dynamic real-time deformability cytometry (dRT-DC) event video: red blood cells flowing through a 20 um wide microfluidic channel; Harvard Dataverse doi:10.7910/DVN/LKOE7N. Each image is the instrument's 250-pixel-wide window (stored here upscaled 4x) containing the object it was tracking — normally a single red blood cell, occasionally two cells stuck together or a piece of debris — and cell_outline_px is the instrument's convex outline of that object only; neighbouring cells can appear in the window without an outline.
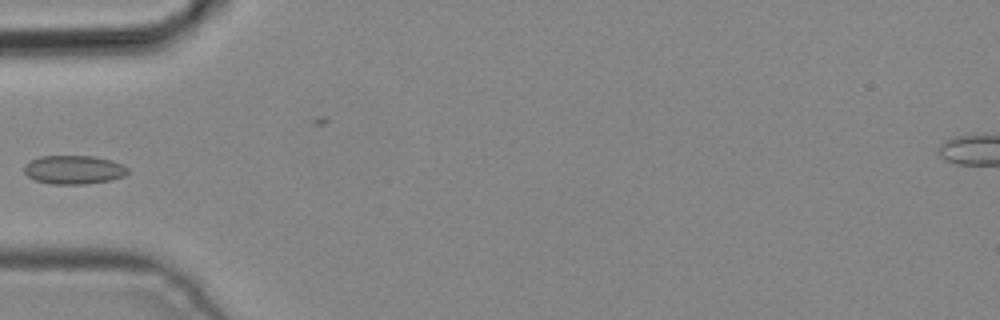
{"species": "common noctule bat (a hibernating species)", "species_latin": "Nyctalus noctula", "temperature_condition": "cold", "stored_images_in_passage": 5, "camera_frame_rate_fps": 3000, "um_per_image_px": 0.085, "animal": {"sex": "male", "body_mass_g": 19.2, "forearm_length_mm": 51.8}, "frame": {"image": 1, "passage_image": 5, "time_ms": 1.333, "image_size_px": [1000, 320], "cell_outline_px": [[128, 172], [124, 176], [112, 180], [84, 184], [52, 184], [36, 180], [28, 176], [24, 172], [24, 164], [28, 160], [40, 156], [92, 156], [112, 160], [128, 168]], "centroid_in_image_um": [6.25, 14.42], "position_along_channel_um": 78.8, "area_um2": 17.4}}